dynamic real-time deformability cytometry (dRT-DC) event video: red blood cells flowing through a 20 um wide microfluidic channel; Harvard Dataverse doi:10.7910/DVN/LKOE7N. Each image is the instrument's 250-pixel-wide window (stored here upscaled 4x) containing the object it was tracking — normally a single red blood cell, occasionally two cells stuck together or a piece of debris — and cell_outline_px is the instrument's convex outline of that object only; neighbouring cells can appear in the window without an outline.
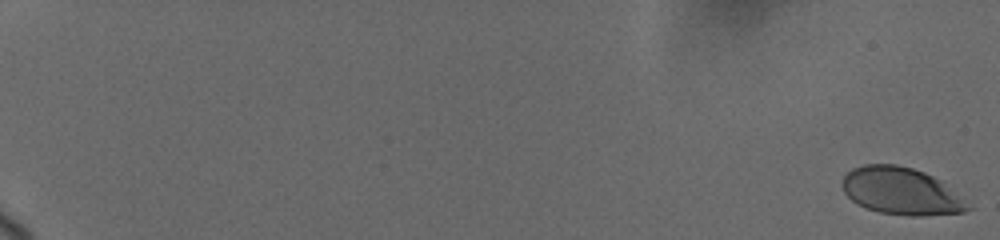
{"species": "human", "species_latin": "Homo sapiens", "temperature_condition": "cold", "stored_images_in_passage": 37, "camera_frame_rate_fps": 3000, "um_per_image_px": 0.085, "donor": {"sex": "female"}, "frame": {"image": 1, "passage_image": 1, "time_ms": 0.0, "image_size_px": [1000, 240], "cell_outline_px": [[972, 208], [964, 212], [924, 216], [908, 216], [880, 212], [868, 208], [852, 200], [844, 192], [840, 184], [844, 176], [852, 168], [864, 164], [896, 164], [912, 168], [924, 172], [944, 180]], "centroid_in_image_um": [76.62, 16.24], "position_along_channel_um": 8.4, "area_um2": 34.74}}
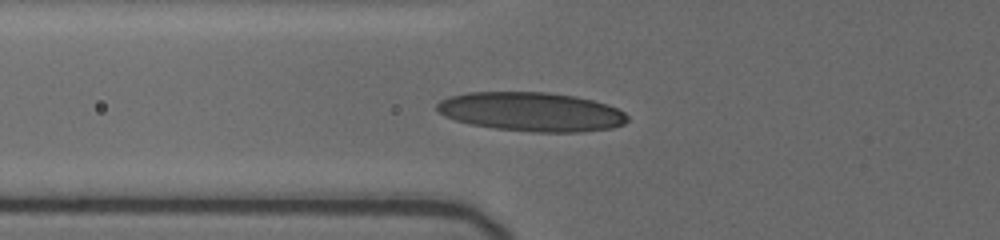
{"frame": {"image": 2, "passage_image": 22, "time_ms": 8.333, "image_size_px": [1000, 240], "cell_outline_px": [[628, 120], [624, 124], [612, 128], [580, 132], [532, 132], [496, 128], [472, 124], [456, 120], [444, 116], [436, 108], [436, 104], [440, 100], [448, 96], [468, 92], [548, 92], [576, 96], [608, 104], [624, 112], [628, 116]], "centroid_in_image_um": [45.18, 9.49], "position_along_channel_um": 80.6, "area_um2": 43.47}}
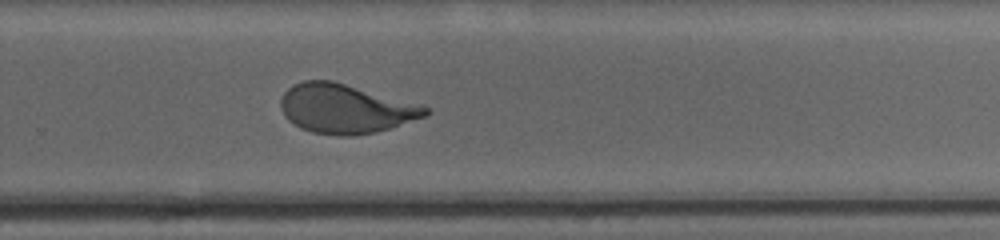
{"frame": {"image": 3, "passage_image": 37, "time_ms": 14.333, "image_size_px": [1000, 240], "cell_outline_px": [[432, 112], [424, 116], [376, 132], [352, 136], [340, 136], [312, 132], [300, 128], [288, 120], [284, 116], [280, 108], [280, 100], [284, 92], [292, 84], [304, 80], [332, 80], [420, 104], [432, 108]], "centroid_in_image_um": [29.33, 9.23], "position_along_channel_um": 300.5, "area_um2": 41.56}}